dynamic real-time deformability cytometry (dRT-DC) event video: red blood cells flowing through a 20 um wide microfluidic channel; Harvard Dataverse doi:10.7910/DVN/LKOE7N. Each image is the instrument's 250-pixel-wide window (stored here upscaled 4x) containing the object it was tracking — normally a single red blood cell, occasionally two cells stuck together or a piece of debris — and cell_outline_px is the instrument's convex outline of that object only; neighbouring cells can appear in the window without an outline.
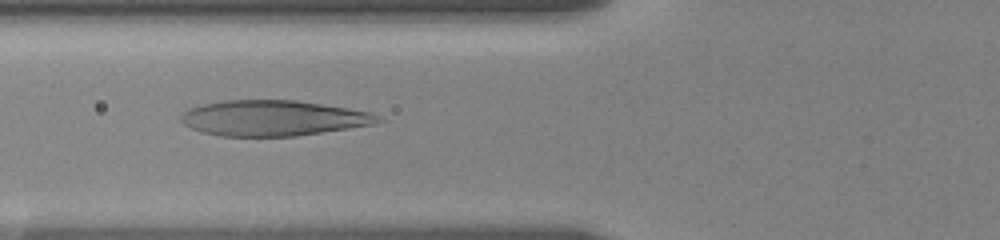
{"species": "human", "species_latin": "Homo sapiens", "temperature_condition": "room temperature", "stored_images_in_passage": 15, "camera_frame_rate_fps": 3000, "um_per_image_px": 0.085, "donor": {"sex": "female"}, "frame": {"image": 1, "passage_image": 6, "time_ms": 6.0, "image_size_px": [1000, 240], "cell_outline_px": [[384, 120], [372, 124], [348, 128], [296, 136], [220, 136], [204, 132], [192, 128], [184, 124], [180, 120], [180, 116], [184, 112], [192, 108], [204, 104], [224, 100], [296, 100], [372, 112]], "centroid_in_image_um": [23.22, 10.03], "position_along_channel_um": 102.6, "area_um2": 40.4}}
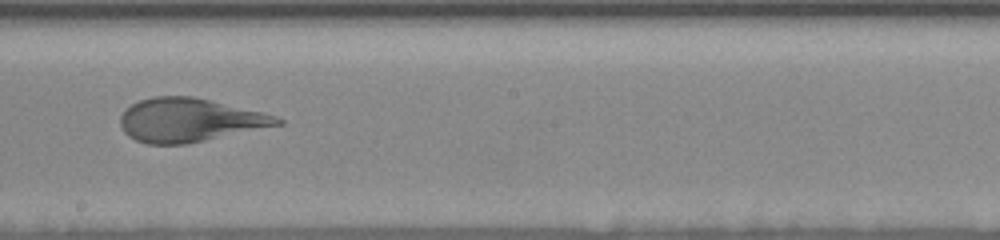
{"frame": {"image": 2, "passage_image": 9, "time_ms": 9.667, "image_size_px": [1000, 240], "cell_outline_px": [[284, 124], [184, 144], [148, 144], [136, 140], [128, 136], [124, 132], [120, 124], [120, 116], [132, 104], [140, 100], [152, 96], [192, 96], [260, 112], [276, 116], [284, 120]], "centroid_in_image_um": [16.07, 10.21], "position_along_channel_um": 232.1, "area_um2": 39.36}}
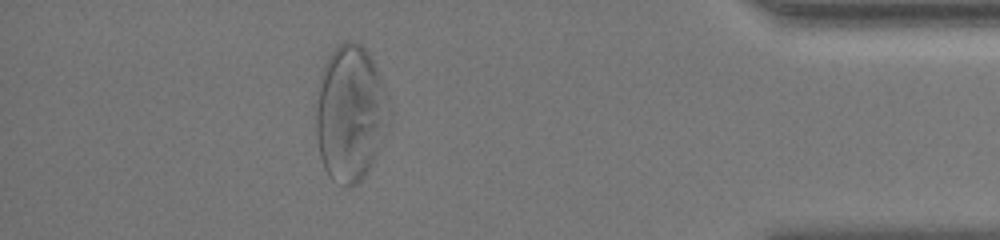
{"frame": {"image": 3, "passage_image": 14, "time_ms": 15.667, "image_size_px": [1000, 240], "cell_outline_px": [[384, 96], [376, 152], [364, 176], [356, 184], [348, 188], [332, 180], [328, 176], [324, 168], [320, 156], [316, 140], [316, 88], [320, 72], [328, 56], [340, 44], [348, 40], [360, 44], [368, 52], [376, 68], [384, 92]], "centroid_in_image_um": [29.6, 9.61], "position_along_channel_um": 405.6, "area_um2": 55.6}}